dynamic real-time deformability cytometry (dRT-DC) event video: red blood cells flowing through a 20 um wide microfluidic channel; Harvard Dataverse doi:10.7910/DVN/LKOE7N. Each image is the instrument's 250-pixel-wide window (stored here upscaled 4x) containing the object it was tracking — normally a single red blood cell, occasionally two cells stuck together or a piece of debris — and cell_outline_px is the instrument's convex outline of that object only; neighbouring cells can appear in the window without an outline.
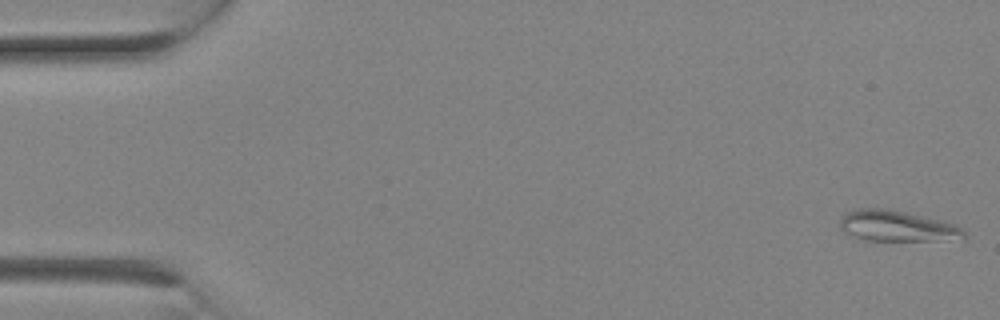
{"species": "Egyptian fruit bat (a non-hibernating species)", "species_latin": "Rousettus aegyptiacus", "temperature_condition": "room temperature", "stored_images_in_passage": 6, "camera_frame_rate_fps": 3000, "um_per_image_px": 0.085, "animal": {"sex": "female"}, "frame": {"image": 1, "passage_image": 1, "time_ms": 0.0, "image_size_px": [1000, 320], "cell_outline_px": [[964, 240], [868, 240], [844, 232], [840, 228], [840, 216], [844, 212], [856, 208], [892, 208], [940, 220], [952, 224], [960, 228], [964, 232]], "centroid_in_image_um": [76.21, 19.19], "position_along_channel_um": 8.8, "area_um2": 22.37}}